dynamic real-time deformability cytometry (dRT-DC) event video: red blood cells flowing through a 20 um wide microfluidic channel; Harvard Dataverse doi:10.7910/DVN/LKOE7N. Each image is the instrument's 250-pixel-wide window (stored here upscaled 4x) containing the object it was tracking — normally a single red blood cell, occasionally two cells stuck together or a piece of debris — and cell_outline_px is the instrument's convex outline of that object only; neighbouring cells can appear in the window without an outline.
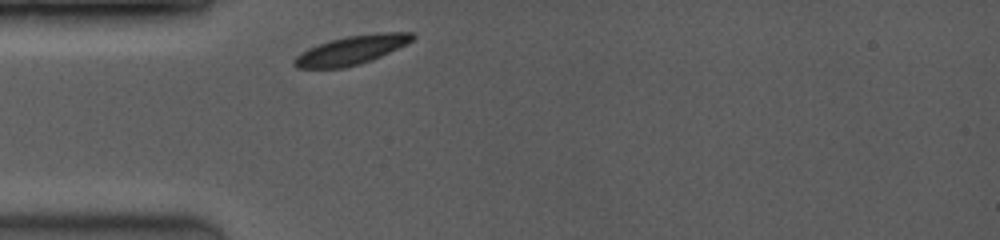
{"species": "common noctule bat (a hibernating species)", "species_latin": "Nyctalus noctula", "temperature_condition": "room temperature", "stored_images_in_passage": 5, "camera_frame_rate_fps": 3500, "um_per_image_px": 0.085, "animal": {"sex": "female", "body_mass_g": 19.0, "forearm_length_mm": 53.3}, "frame": {"image": 1, "passage_image": 1, "time_ms": 0.0, "image_size_px": [1000, 240], "cell_outline_px": [[416, 36], [412, 40], [372, 60], [360, 64], [344, 68], [296, 68], [292, 64], [292, 60], [300, 52], [308, 48], [332, 40], [348, 36], [384, 32], [412, 32]], "centroid_in_image_um": [29.82, 4.27], "position_along_channel_um": 55.2, "area_um2": 19.59}}
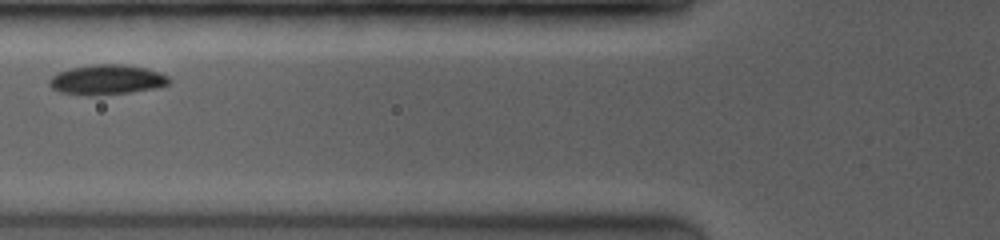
{"frame": {"image": 2, "passage_image": 4, "time_ms": 1.714, "image_size_px": [1000, 240], "cell_outline_px": [[172, 80], [168, 84], [156, 88], [128, 92], [96, 96], [88, 96], [60, 92], [52, 88], [48, 84], [48, 80], [52, 76], [60, 72], [72, 68], [92, 64], [124, 64], [144, 68], [168, 76]], "centroid_in_image_um": [9.06, 6.78], "position_along_channel_um": 116.7, "area_um2": 20.81}}